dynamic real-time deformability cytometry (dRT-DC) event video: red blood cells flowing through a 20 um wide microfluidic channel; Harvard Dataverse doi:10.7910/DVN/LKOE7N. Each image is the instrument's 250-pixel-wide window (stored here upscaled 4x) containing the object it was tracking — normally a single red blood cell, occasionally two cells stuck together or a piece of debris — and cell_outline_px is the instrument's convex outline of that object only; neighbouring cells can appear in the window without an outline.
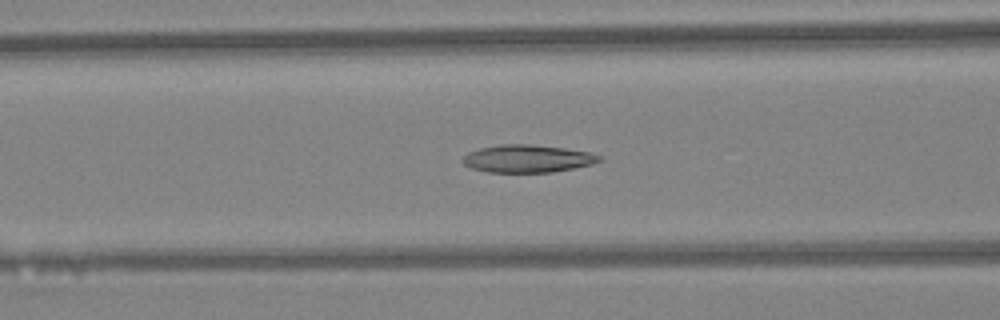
{"species": "Egyptian fruit bat (a non-hibernating species)", "species_latin": "Rousettus aegyptiacus", "temperature_condition": "warm", "stored_images_in_passage": 45, "camera_frame_rate_fps": 3000, "um_per_image_px": 0.085, "animal": {"sex": "female"}, "frame": {"image": 1, "passage_image": 18, "time_ms": 5.667, "image_size_px": [1000, 320], "cell_outline_px": [[604, 160], [592, 164], [552, 172], [488, 172], [472, 168], [464, 164], [460, 160], [468, 152], [480, 148], [500, 144], [532, 144], [564, 148], [588, 152], [604, 156]], "centroid_in_image_um": [44.85, 13.48], "position_along_channel_um": 121.8, "area_um2": 22.08}}
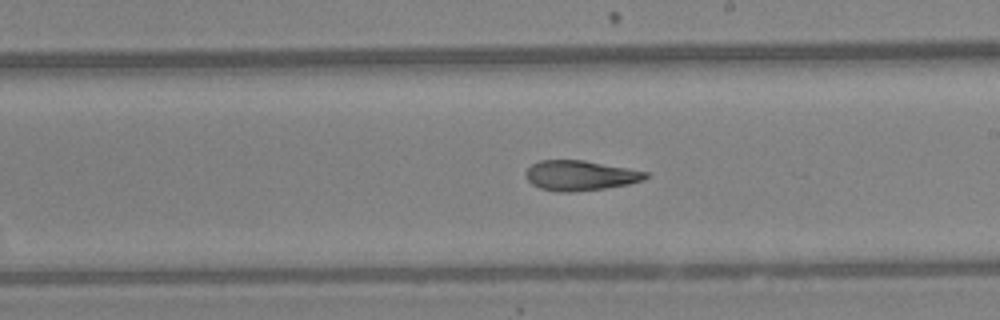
{"frame": {"image": 2, "passage_image": 26, "time_ms": 8.333, "image_size_px": [1000, 320], "cell_outline_px": [[648, 176], [644, 180], [628, 184], [604, 188], [568, 192], [560, 192], [540, 188], [532, 184], [528, 180], [524, 172], [532, 164], [540, 160], [584, 160], [628, 168], [648, 172]], "centroid_in_image_um": [49.31, 14.91], "position_along_channel_um": 239.7, "area_um2": 20.87}}
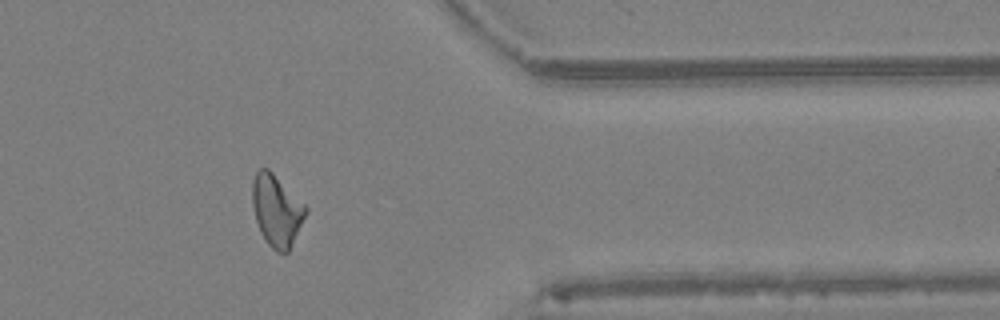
{"frame": {"image": 3, "passage_image": 37, "time_ms": 12.0, "image_size_px": [1000, 320], "cell_outline_px": [[308, 212], [288, 252], [276, 252], [268, 244], [260, 232], [256, 220], [252, 204], [252, 180], [256, 172], [260, 168], [268, 168], [308, 208]], "centroid_in_image_um": [23.51, 17.89], "position_along_channel_um": 387.9, "area_um2": 22.08}, "authors_computed_cell_mechanics": {"area_um2": 22.0796, "velocity_mm_per_s": 4.445, "shape_relaxation_time_tau1_ms": null, "shape_relaxation_time_tau2_ms": 4.1301, "deformation_change_tau1": null, "deformation_change_tau2": 0.1323}}